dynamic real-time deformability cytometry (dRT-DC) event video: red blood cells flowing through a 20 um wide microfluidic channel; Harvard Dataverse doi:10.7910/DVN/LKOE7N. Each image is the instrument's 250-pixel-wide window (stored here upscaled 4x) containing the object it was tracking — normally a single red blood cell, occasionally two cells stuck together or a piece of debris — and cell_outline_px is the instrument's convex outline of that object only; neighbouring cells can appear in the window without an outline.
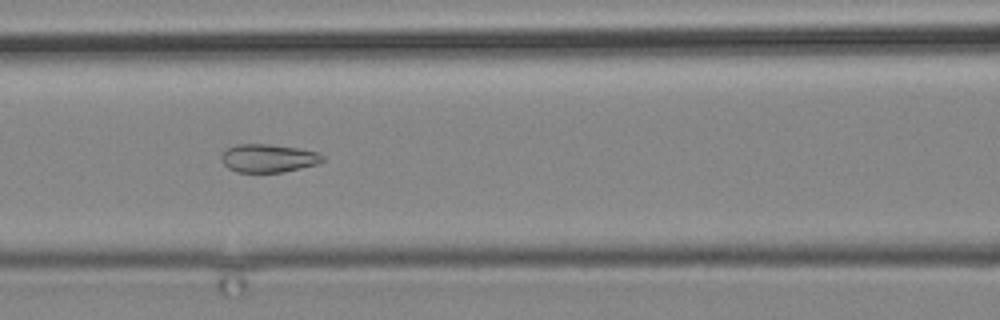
{"species": "common noctule bat (a hibernating species)", "species_latin": "Nyctalus noctula", "temperature_condition": "cold", "stored_images_in_passage": 14, "camera_frame_rate_fps": 3000, "um_per_image_px": 0.085, "animal": {"sex": "male", "body_mass_g": 19.2, "forearm_length_mm": 51.8}, "frame": {"image": 1, "passage_image": 12, "time_ms": 13.667, "image_size_px": [1000, 320], "cell_outline_px": [[324, 160], [316, 164], [284, 172], [236, 172], [228, 168], [224, 164], [220, 156], [228, 148], [236, 144], [268, 144], [300, 148], [320, 152], [324, 156]], "centroid_in_image_um": [22.83, 13.44], "position_along_channel_um": 143.8, "area_um2": 16.7}}
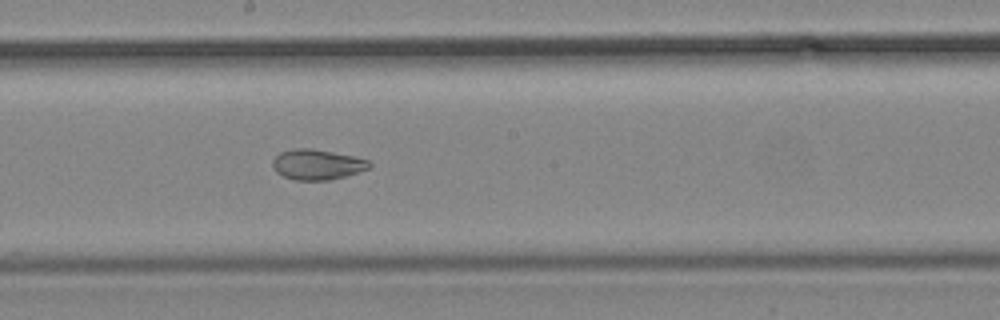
{"frame": {"image": 2, "passage_image": 14, "time_ms": 16.0, "image_size_px": [1000, 320], "cell_outline_px": [[372, 164], [368, 168], [344, 176], [328, 180], [292, 180], [276, 172], [272, 168], [272, 160], [280, 152], [296, 148], [312, 148], [352, 156], [368, 160]], "centroid_in_image_um": [26.9, 13.98], "position_along_channel_um": 221.3, "area_um2": 16.94}}